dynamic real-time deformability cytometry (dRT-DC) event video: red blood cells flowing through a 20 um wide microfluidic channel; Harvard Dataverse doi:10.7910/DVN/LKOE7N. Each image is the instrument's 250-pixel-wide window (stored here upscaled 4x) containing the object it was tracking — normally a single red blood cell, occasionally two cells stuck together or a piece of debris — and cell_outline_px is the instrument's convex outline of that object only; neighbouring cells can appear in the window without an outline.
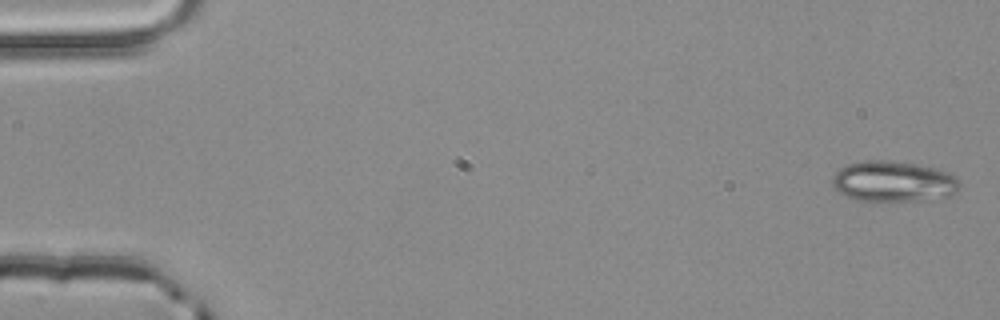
{"species": "common noctule bat (a hibernating species)", "species_latin": "Nyctalus noctula", "temperature_condition": "room temperature", "stored_images_in_passage": 4, "camera_frame_rate_fps": 3000, "um_per_image_px": 0.085, "animal": {"sex": "male", "body_mass_g": 20.4}, "frame": {"image": 1, "passage_image": 1, "time_ms": 0.0, "image_size_px": [1000, 320], "cell_outline_px": [[960, 188], [956, 192], [948, 196], [920, 200], [856, 200], [840, 192], [832, 184], [832, 176], [840, 168], [848, 164], [864, 160], [888, 160], [916, 164], [948, 172], [960, 184]], "centroid_in_image_um": [75.91, 15.41], "position_along_channel_um": 9.1, "area_um2": 29.71}}